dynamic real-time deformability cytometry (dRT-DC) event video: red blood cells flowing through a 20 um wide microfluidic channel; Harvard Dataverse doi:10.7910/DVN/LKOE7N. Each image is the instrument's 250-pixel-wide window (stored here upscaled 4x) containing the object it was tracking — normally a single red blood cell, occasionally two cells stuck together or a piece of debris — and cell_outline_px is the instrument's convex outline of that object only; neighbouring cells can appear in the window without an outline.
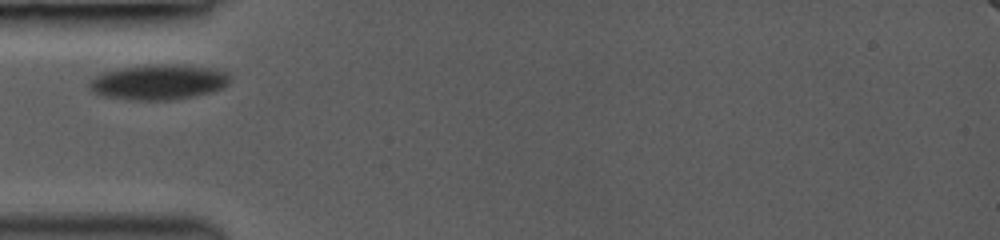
{"species": "common noctule bat (a hibernating species)", "species_latin": "Nyctalus noctula", "temperature_condition": "room temperature", "stored_images_in_passage": 53, "camera_frame_rate_fps": 3000, "um_per_image_px": 0.085, "animal": {"sex": "female", "body_mass_g": 19.0, "forearm_length_mm": 53.3}, "frame": {"image": 1, "passage_image": 1, "time_ms": 0.0, "image_size_px": [1000, 240], "cell_outline_px": [[232, 80], [224, 88], [212, 92], [192, 96], [168, 100], [128, 100], [100, 96], [92, 92], [88, 88], [88, 84], [100, 72], [124, 68], [160, 64], [176, 64], [208, 68], [228, 72]], "centroid_in_image_um": [13.47, 6.99], "position_along_channel_um": 71.5, "area_um2": 28.96}}
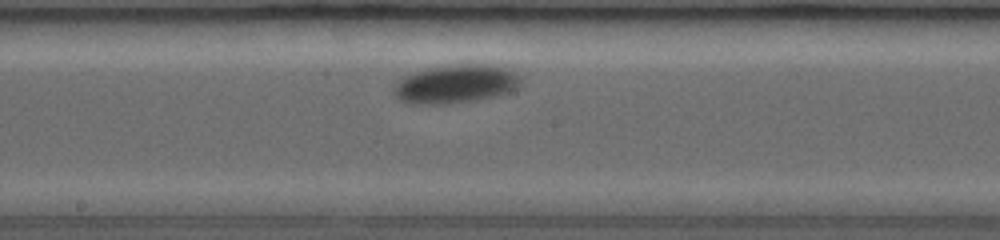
{"frame": {"image": 2, "passage_image": 21, "time_ms": 3.667, "image_size_px": [1000, 240], "cell_outline_px": [[520, 84], [512, 92], [496, 96], [476, 100], [448, 104], [408, 104], [400, 100], [392, 92], [396, 84], [404, 76], [428, 68], [460, 64], [496, 64], [508, 68], [520, 76]], "centroid_in_image_um": [38.77, 7.14], "position_along_channel_um": 209.4, "area_um2": 28.73}}
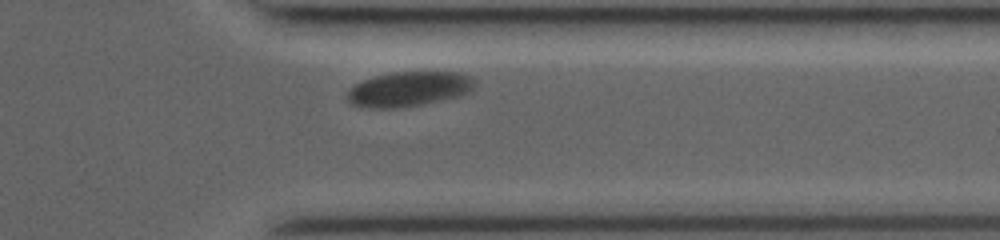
{"frame": {"image": 3, "passage_image": 46, "time_ms": 8.0, "image_size_px": [1000, 240], "cell_outline_px": [[476, 84], [468, 92], [460, 96], [420, 104], [396, 108], [368, 108], [348, 104], [348, 92], [356, 84], [364, 80], [376, 76], [392, 72], [456, 72], [472, 76], [476, 80]], "centroid_in_image_um": [34.77, 7.57], "position_along_channel_um": 376.6, "area_um2": 25.72}}